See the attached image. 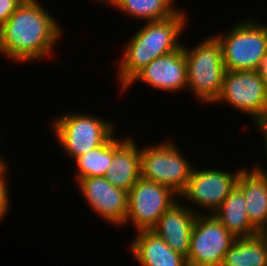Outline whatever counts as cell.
<instances>
[{
	"label": "cell",
	"mask_w": 267,
	"mask_h": 266,
	"mask_svg": "<svg viewBox=\"0 0 267 266\" xmlns=\"http://www.w3.org/2000/svg\"><path fill=\"white\" fill-rule=\"evenodd\" d=\"M39 0H24L0 30V54L16 63L49 59L63 28Z\"/></svg>",
	"instance_id": "obj_1"
},
{
	"label": "cell",
	"mask_w": 267,
	"mask_h": 266,
	"mask_svg": "<svg viewBox=\"0 0 267 266\" xmlns=\"http://www.w3.org/2000/svg\"><path fill=\"white\" fill-rule=\"evenodd\" d=\"M187 64V89L201 103L213 104L220 97L226 71L222 47L214 36L196 46L183 45Z\"/></svg>",
	"instance_id": "obj_3"
},
{
	"label": "cell",
	"mask_w": 267,
	"mask_h": 266,
	"mask_svg": "<svg viewBox=\"0 0 267 266\" xmlns=\"http://www.w3.org/2000/svg\"><path fill=\"white\" fill-rule=\"evenodd\" d=\"M260 75L265 83V87L267 90V55L264 58L263 62L261 63L260 69H259Z\"/></svg>",
	"instance_id": "obj_25"
},
{
	"label": "cell",
	"mask_w": 267,
	"mask_h": 266,
	"mask_svg": "<svg viewBox=\"0 0 267 266\" xmlns=\"http://www.w3.org/2000/svg\"><path fill=\"white\" fill-rule=\"evenodd\" d=\"M185 13L180 8L166 19L148 21L130 37L118 63L117 79L120 90L151 61L178 50L184 44L179 42L178 37L188 24Z\"/></svg>",
	"instance_id": "obj_2"
},
{
	"label": "cell",
	"mask_w": 267,
	"mask_h": 266,
	"mask_svg": "<svg viewBox=\"0 0 267 266\" xmlns=\"http://www.w3.org/2000/svg\"><path fill=\"white\" fill-rule=\"evenodd\" d=\"M213 215L236 239L251 238L260 234L248 219L245 197L237 185Z\"/></svg>",
	"instance_id": "obj_17"
},
{
	"label": "cell",
	"mask_w": 267,
	"mask_h": 266,
	"mask_svg": "<svg viewBox=\"0 0 267 266\" xmlns=\"http://www.w3.org/2000/svg\"><path fill=\"white\" fill-rule=\"evenodd\" d=\"M8 181L0 182V222L6 217L10 207V196Z\"/></svg>",
	"instance_id": "obj_23"
},
{
	"label": "cell",
	"mask_w": 267,
	"mask_h": 266,
	"mask_svg": "<svg viewBox=\"0 0 267 266\" xmlns=\"http://www.w3.org/2000/svg\"><path fill=\"white\" fill-rule=\"evenodd\" d=\"M214 36L222 47L226 70L259 71L267 55V24L250 16L229 28L227 33Z\"/></svg>",
	"instance_id": "obj_4"
},
{
	"label": "cell",
	"mask_w": 267,
	"mask_h": 266,
	"mask_svg": "<svg viewBox=\"0 0 267 266\" xmlns=\"http://www.w3.org/2000/svg\"><path fill=\"white\" fill-rule=\"evenodd\" d=\"M173 139L141 148V177L170 188L178 196L185 190L193 165Z\"/></svg>",
	"instance_id": "obj_6"
},
{
	"label": "cell",
	"mask_w": 267,
	"mask_h": 266,
	"mask_svg": "<svg viewBox=\"0 0 267 266\" xmlns=\"http://www.w3.org/2000/svg\"><path fill=\"white\" fill-rule=\"evenodd\" d=\"M112 134V161L105 178L117 188L129 192L141 177V148L127 136L118 139Z\"/></svg>",
	"instance_id": "obj_14"
},
{
	"label": "cell",
	"mask_w": 267,
	"mask_h": 266,
	"mask_svg": "<svg viewBox=\"0 0 267 266\" xmlns=\"http://www.w3.org/2000/svg\"><path fill=\"white\" fill-rule=\"evenodd\" d=\"M247 114L253 120L267 116V90L259 71L226 70L217 102Z\"/></svg>",
	"instance_id": "obj_9"
},
{
	"label": "cell",
	"mask_w": 267,
	"mask_h": 266,
	"mask_svg": "<svg viewBox=\"0 0 267 266\" xmlns=\"http://www.w3.org/2000/svg\"><path fill=\"white\" fill-rule=\"evenodd\" d=\"M183 203L184 201L177 200L159 218L151 230L162 238L175 252L187 258L191 233L197 214L187 206V203L185 205Z\"/></svg>",
	"instance_id": "obj_13"
},
{
	"label": "cell",
	"mask_w": 267,
	"mask_h": 266,
	"mask_svg": "<svg viewBox=\"0 0 267 266\" xmlns=\"http://www.w3.org/2000/svg\"><path fill=\"white\" fill-rule=\"evenodd\" d=\"M63 153L74 160L102 145L115 131L112 121L94 114L64 113L51 123Z\"/></svg>",
	"instance_id": "obj_5"
},
{
	"label": "cell",
	"mask_w": 267,
	"mask_h": 266,
	"mask_svg": "<svg viewBox=\"0 0 267 266\" xmlns=\"http://www.w3.org/2000/svg\"><path fill=\"white\" fill-rule=\"evenodd\" d=\"M235 239L213 214H197L186 258L188 266H221Z\"/></svg>",
	"instance_id": "obj_10"
},
{
	"label": "cell",
	"mask_w": 267,
	"mask_h": 266,
	"mask_svg": "<svg viewBox=\"0 0 267 266\" xmlns=\"http://www.w3.org/2000/svg\"><path fill=\"white\" fill-rule=\"evenodd\" d=\"M130 251L141 266H188L186 257L175 252L152 230L137 231Z\"/></svg>",
	"instance_id": "obj_15"
},
{
	"label": "cell",
	"mask_w": 267,
	"mask_h": 266,
	"mask_svg": "<svg viewBox=\"0 0 267 266\" xmlns=\"http://www.w3.org/2000/svg\"><path fill=\"white\" fill-rule=\"evenodd\" d=\"M179 196L170 188L140 177L128 192V212L124 225L136 232L151 230Z\"/></svg>",
	"instance_id": "obj_8"
},
{
	"label": "cell",
	"mask_w": 267,
	"mask_h": 266,
	"mask_svg": "<svg viewBox=\"0 0 267 266\" xmlns=\"http://www.w3.org/2000/svg\"><path fill=\"white\" fill-rule=\"evenodd\" d=\"M76 182L93 212L113 226H124L128 212V192L114 187L105 177H87Z\"/></svg>",
	"instance_id": "obj_11"
},
{
	"label": "cell",
	"mask_w": 267,
	"mask_h": 266,
	"mask_svg": "<svg viewBox=\"0 0 267 266\" xmlns=\"http://www.w3.org/2000/svg\"><path fill=\"white\" fill-rule=\"evenodd\" d=\"M97 2L99 1V3L100 2H103V3H105L106 5H108L107 3H109L111 0H96Z\"/></svg>",
	"instance_id": "obj_26"
},
{
	"label": "cell",
	"mask_w": 267,
	"mask_h": 266,
	"mask_svg": "<svg viewBox=\"0 0 267 266\" xmlns=\"http://www.w3.org/2000/svg\"><path fill=\"white\" fill-rule=\"evenodd\" d=\"M7 168H8L7 160H5L4 157L2 158V156L0 154V182L8 181L7 176L9 174H7V171L9 169H7Z\"/></svg>",
	"instance_id": "obj_24"
},
{
	"label": "cell",
	"mask_w": 267,
	"mask_h": 266,
	"mask_svg": "<svg viewBox=\"0 0 267 266\" xmlns=\"http://www.w3.org/2000/svg\"><path fill=\"white\" fill-rule=\"evenodd\" d=\"M175 0H111L108 4L129 15L132 19L158 21L174 15L179 8Z\"/></svg>",
	"instance_id": "obj_19"
},
{
	"label": "cell",
	"mask_w": 267,
	"mask_h": 266,
	"mask_svg": "<svg viewBox=\"0 0 267 266\" xmlns=\"http://www.w3.org/2000/svg\"><path fill=\"white\" fill-rule=\"evenodd\" d=\"M236 185L244 194L251 225L260 234H267V178L244 166Z\"/></svg>",
	"instance_id": "obj_16"
},
{
	"label": "cell",
	"mask_w": 267,
	"mask_h": 266,
	"mask_svg": "<svg viewBox=\"0 0 267 266\" xmlns=\"http://www.w3.org/2000/svg\"><path fill=\"white\" fill-rule=\"evenodd\" d=\"M75 179L104 177L112 161V135L100 146L77 157Z\"/></svg>",
	"instance_id": "obj_20"
},
{
	"label": "cell",
	"mask_w": 267,
	"mask_h": 266,
	"mask_svg": "<svg viewBox=\"0 0 267 266\" xmlns=\"http://www.w3.org/2000/svg\"><path fill=\"white\" fill-rule=\"evenodd\" d=\"M242 169L240 167L233 173L220 168L195 169L194 167L188 184L179 199L190 202L189 204L192 206L189 205V207L196 214H213L235 187ZM193 203L207 212L203 210V213L202 210H197Z\"/></svg>",
	"instance_id": "obj_7"
},
{
	"label": "cell",
	"mask_w": 267,
	"mask_h": 266,
	"mask_svg": "<svg viewBox=\"0 0 267 266\" xmlns=\"http://www.w3.org/2000/svg\"><path fill=\"white\" fill-rule=\"evenodd\" d=\"M221 266H267V234L235 239Z\"/></svg>",
	"instance_id": "obj_18"
},
{
	"label": "cell",
	"mask_w": 267,
	"mask_h": 266,
	"mask_svg": "<svg viewBox=\"0 0 267 266\" xmlns=\"http://www.w3.org/2000/svg\"><path fill=\"white\" fill-rule=\"evenodd\" d=\"M23 1L24 0H0V27L7 22Z\"/></svg>",
	"instance_id": "obj_21"
},
{
	"label": "cell",
	"mask_w": 267,
	"mask_h": 266,
	"mask_svg": "<svg viewBox=\"0 0 267 266\" xmlns=\"http://www.w3.org/2000/svg\"><path fill=\"white\" fill-rule=\"evenodd\" d=\"M254 121V127H256L257 129H259L258 131L262 132L261 135L264 137L263 141L265 142V152H266V158H267V116H264L262 118H258L253 120ZM266 163H267V159H266ZM255 172H257L258 174L264 176L267 178V171L263 169V167L261 168V166L256 165V167L252 168Z\"/></svg>",
	"instance_id": "obj_22"
},
{
	"label": "cell",
	"mask_w": 267,
	"mask_h": 266,
	"mask_svg": "<svg viewBox=\"0 0 267 266\" xmlns=\"http://www.w3.org/2000/svg\"><path fill=\"white\" fill-rule=\"evenodd\" d=\"M139 81L171 93L187 90V64L183 44L178 50L151 61L121 91L125 92Z\"/></svg>",
	"instance_id": "obj_12"
}]
</instances>
